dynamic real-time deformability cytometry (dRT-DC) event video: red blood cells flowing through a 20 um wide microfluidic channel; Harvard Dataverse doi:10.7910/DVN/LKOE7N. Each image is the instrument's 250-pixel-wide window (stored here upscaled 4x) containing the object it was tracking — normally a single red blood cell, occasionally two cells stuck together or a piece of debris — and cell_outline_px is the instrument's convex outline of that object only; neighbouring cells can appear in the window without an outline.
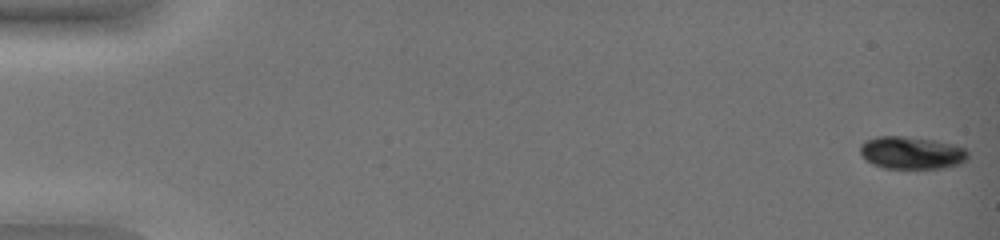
{"species": "common noctule bat (a hibernating species)", "species_latin": "Nyctalus noctula", "temperature_condition": "warm", "stored_images_in_passage": 53, "camera_frame_rate_fps": 3000, "um_per_image_px": 0.085, "animal": {"sex": "female", "body_mass_g": 19.0, "forearm_length_mm": 51.5}, "frame": {"image": 1, "passage_image": 1, "time_ms": 0.0, "image_size_px": [1000, 240], "cell_outline_px": [[968, 160], [960, 164], [944, 168], [884, 168], [872, 164], [864, 160], [860, 152], [860, 144], [864, 140], [876, 136], [904, 136], [932, 140], [952, 144], [964, 148], [968, 152]], "centroid_in_image_um": [77.45, 12.99], "position_along_channel_um": 7.5, "area_um2": 20.63}}
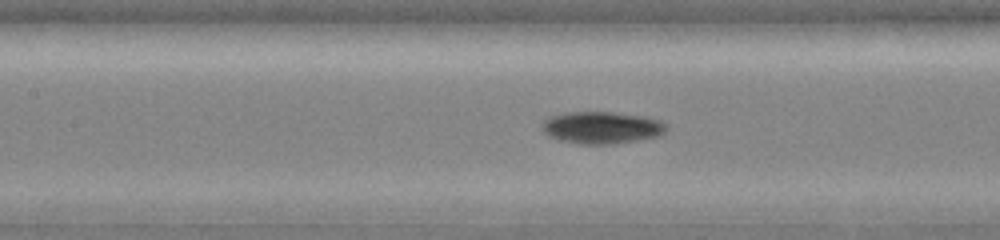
{"frame": {"image": 2, "passage_image": 27, "time_ms": 8.667, "image_size_px": [1000, 240], "cell_outline_px": [[668, 128], [660, 136], [612, 144], [576, 144], [560, 140], [548, 136], [544, 132], [540, 124], [548, 116], [564, 112], [612, 112], [644, 116], [660, 120], [668, 124]], "centroid_in_image_um": [51.13, 10.84], "position_along_channel_um": 156.3, "area_um2": 23.58}}
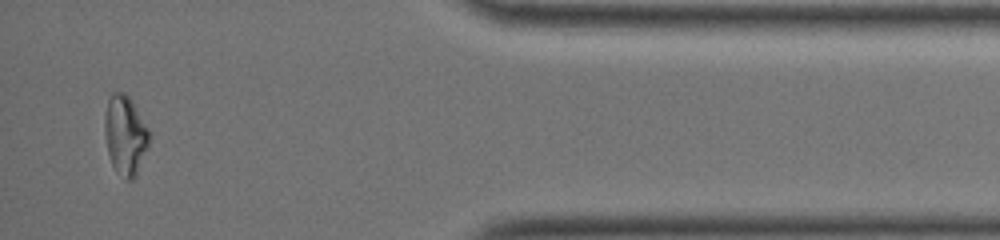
{"frame": {"image": 3, "passage_image": 51, "time_ms": 16.667, "image_size_px": [1000, 240], "cell_outline_px": [[148, 144], [136, 176], [132, 180], [124, 180], [116, 172], [108, 156], [104, 132], [104, 116], [108, 100], [112, 92], [124, 92], [132, 100], [148, 128]], "centroid_in_image_um": [10.61, 11.5], "position_along_channel_um": 424.6, "area_um2": 20.63}, "authors_computed_cell_mechanics": {"area_um2": 21.4438, "velocity_mm_per_s": 3.755, "shape_relaxation_time_tau1_ms": 6.7186, "shape_relaxation_time_tau2_ms": null, "deformation_change_tau1": 0.1991, "deformation_change_tau2": null}}